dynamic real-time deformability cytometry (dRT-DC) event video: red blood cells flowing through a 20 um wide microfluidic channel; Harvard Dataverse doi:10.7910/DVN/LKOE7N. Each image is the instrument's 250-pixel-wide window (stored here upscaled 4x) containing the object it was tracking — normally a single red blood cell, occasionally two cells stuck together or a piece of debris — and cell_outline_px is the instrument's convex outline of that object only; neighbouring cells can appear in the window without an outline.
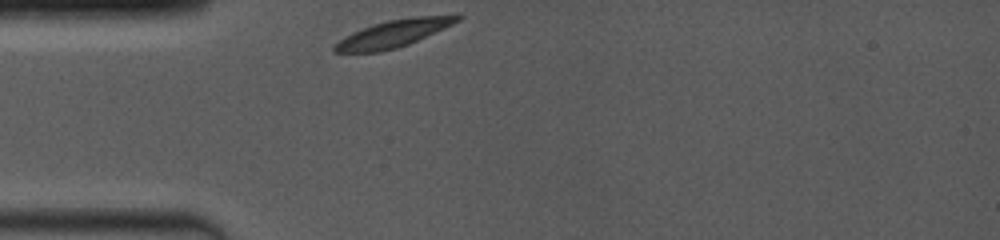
{"species": "common noctule bat (a hibernating species)", "species_latin": "Nyctalus noctula", "temperature_condition": "room temperature", "stored_images_in_passage": 23, "camera_frame_rate_fps": 4000, "um_per_image_px": 0.085, "animal": {"sex": "female", "body_mass_g": 19.0, "forearm_length_mm": 53.3}, "frame": {"image": 1, "passage_image": 1, "time_ms": 0.0, "image_size_px": [1000, 240], "cell_outline_px": [[464, 16], [460, 20], [444, 28], [408, 44], [396, 48], [380, 52], [332, 52], [332, 48], [344, 36], [352, 32], [388, 20], [416, 16]], "centroid_in_image_um": [33.39, 2.87], "position_along_channel_um": 51.6, "area_um2": 18.9}}
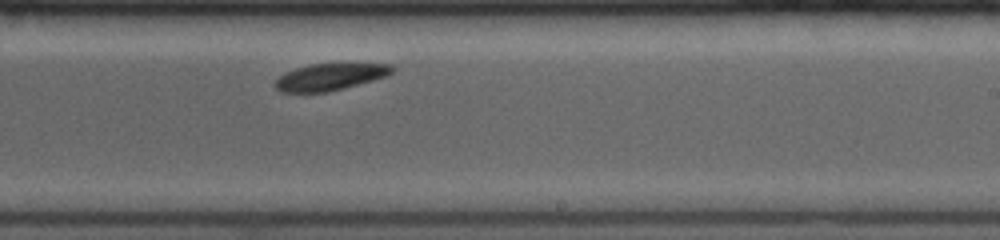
{"frame": {"image": 2, "passage_image": 14, "time_ms": 5.75, "image_size_px": [1000, 240], "cell_outline_px": [[396, 68], [392, 72], [384, 76], [372, 80], [328, 92], [280, 92], [276, 88], [276, 80], [284, 72], [308, 64], [392, 64]], "centroid_in_image_um": [28.02, 6.53], "position_along_channel_um": 261.0, "area_um2": 17.98}}
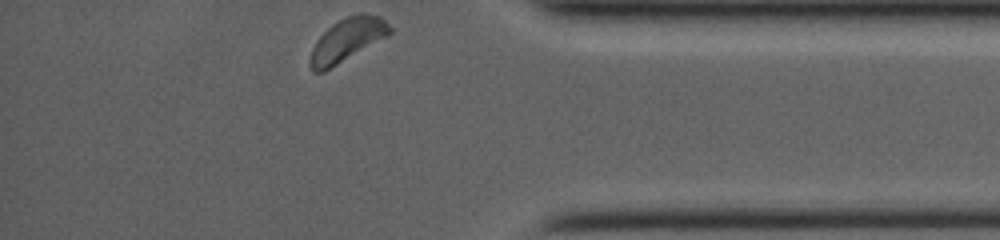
{"frame": {"image": 3, "passage_image": 23, "time_ms": 9.75, "image_size_px": [1000, 240], "cell_outline_px": [[392, 32], [388, 36], [324, 72], [312, 72], [308, 64], [308, 60], [312, 48], [316, 40], [332, 24], [348, 16], [360, 12], [364, 12], [380, 16], [392, 28]], "centroid_in_image_um": [29.49, 3.4], "position_along_channel_um": 405.7, "area_um2": 20.23}, "authors_computed_cell_mechanics": {"area_um2": 19.4786, "velocity_mm_per_s": 3.8262, "shape_relaxation_time_tau1_ms": 1.3508, "shape_relaxation_time_tau2_ms": null, "deformation_change_tau1": 0.0882, "deformation_change_tau2": null}}